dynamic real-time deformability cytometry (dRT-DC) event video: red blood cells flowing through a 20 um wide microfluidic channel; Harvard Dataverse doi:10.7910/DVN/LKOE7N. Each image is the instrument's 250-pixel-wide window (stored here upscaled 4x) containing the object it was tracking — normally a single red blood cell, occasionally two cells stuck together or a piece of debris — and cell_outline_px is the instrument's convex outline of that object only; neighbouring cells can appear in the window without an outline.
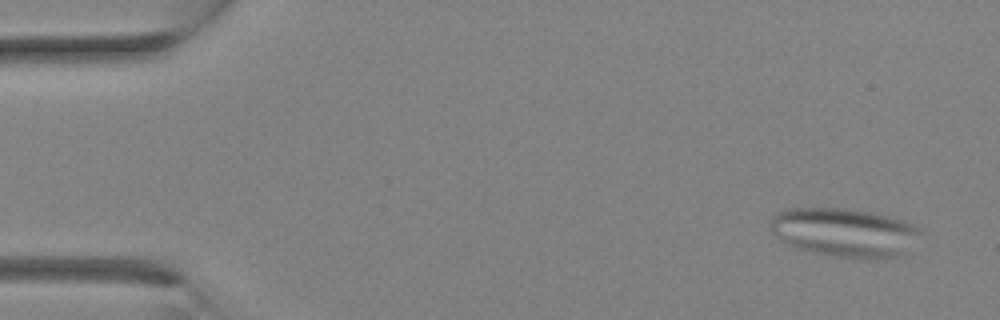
{"species": "Egyptian fruit bat (a non-hibernating species)", "species_latin": "Rousettus aegyptiacus", "temperature_condition": "room temperature", "stored_images_in_passage": 9, "camera_frame_rate_fps": 3000, "um_per_image_px": 0.085, "animal": {"sex": "female"}, "frame": {"image": 1, "passage_image": 2, "time_ms": 0.333, "image_size_px": [1000, 320], "cell_outline_px": [[920, 232], [904, 252], [896, 256], [872, 260], [856, 260], [816, 252], [800, 248], [780, 240], [768, 228], [768, 224], [772, 216], [776, 212], [788, 208], [848, 208], [872, 212], [904, 220], [920, 228]], "centroid_in_image_um": [71.73, 19.74], "position_along_channel_um": 13.3, "area_um2": 42.71}}
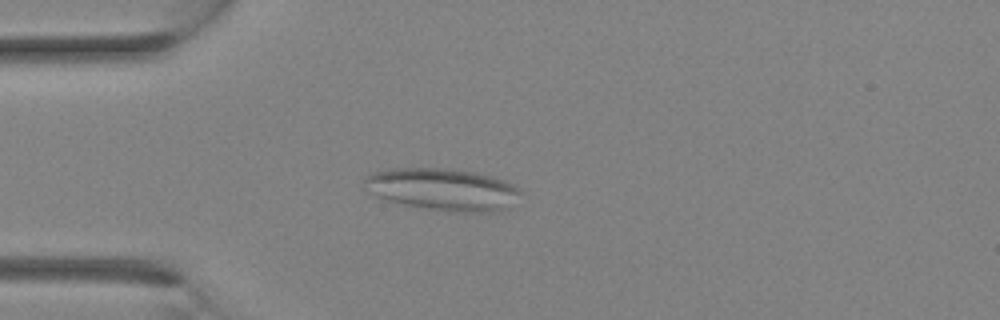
{"frame": {"image": 2, "passage_image": 8, "time_ms": 2.333, "image_size_px": [1000, 320], "cell_outline_px": [[524, 192], [504, 208], [492, 212], [448, 212], [404, 204], [388, 200], [376, 196], [360, 188], [364, 180], [372, 172], [388, 168], [440, 168], [472, 172], [504, 180], [520, 188]], "centroid_in_image_um": [37.56, 16.09], "position_along_channel_um": 47.4, "area_um2": 38.32}}